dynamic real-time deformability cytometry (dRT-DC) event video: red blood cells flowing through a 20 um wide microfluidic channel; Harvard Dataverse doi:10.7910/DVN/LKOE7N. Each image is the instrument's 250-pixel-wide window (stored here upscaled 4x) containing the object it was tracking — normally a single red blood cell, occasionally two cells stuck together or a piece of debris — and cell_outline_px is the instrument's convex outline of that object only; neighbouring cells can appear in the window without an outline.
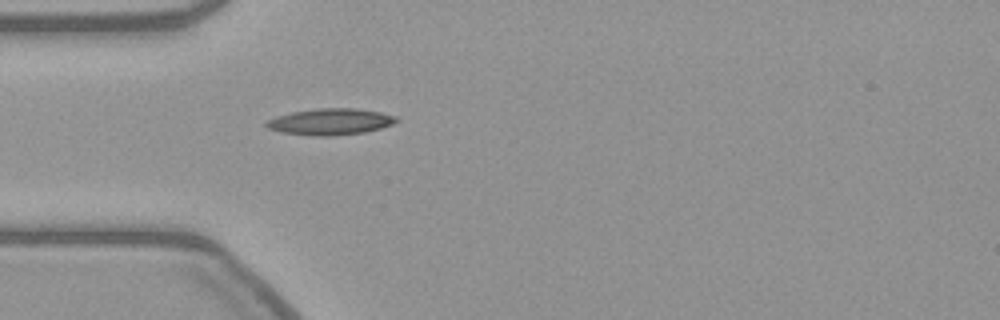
{"species": "common noctule bat (a hibernating species)", "species_latin": "Nyctalus noctula", "temperature_condition": "warm", "stored_images_in_passage": 40, "camera_frame_rate_fps": 3000, "um_per_image_px": 0.085, "animal": {"sex": "female", "body_mass_g": 21.9}, "frame": {"image": 1, "passage_image": 1, "time_ms": 0.0, "image_size_px": [1000, 320], "cell_outline_px": [[400, 120], [392, 124], [380, 128], [364, 132], [328, 136], [316, 136], [280, 132], [268, 128], [264, 124], [268, 120], [276, 116], [292, 112], [316, 108], [356, 108], [380, 112], [396, 116]], "centroid_in_image_um": [28.08, 10.34], "position_along_channel_um": 56.9, "area_um2": 19.94}}
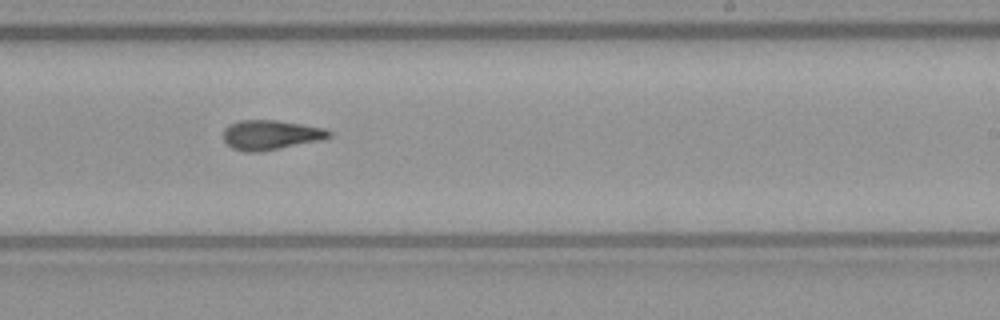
{"frame": {"image": 2, "passage_image": 18, "time_ms": 5.667, "image_size_px": [1000, 320], "cell_outline_px": [[332, 136], [320, 140], [260, 152], [244, 152], [232, 148], [224, 140], [224, 128], [228, 124], [240, 120], [276, 120], [324, 128], [332, 132]], "centroid_in_image_um": [22.98, 11.46], "position_along_channel_um": 266.0, "area_um2": 18.21}}
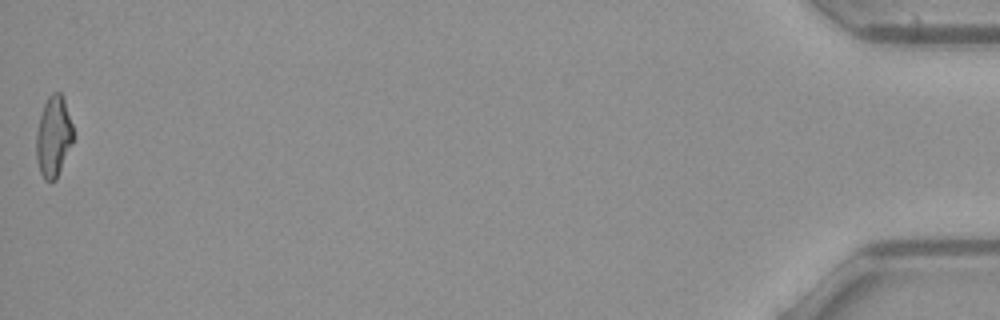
{"frame": {"image": 3, "passage_image": 40, "time_ms": 13.0, "image_size_px": [1000, 320], "cell_outline_px": [[72, 144], [56, 180], [44, 180], [40, 172], [36, 156], [36, 132], [40, 116], [44, 104], [48, 96], [52, 92], [60, 92], [64, 100], [72, 124]], "centroid_in_image_um": [4.53, 11.61], "position_along_channel_um": 430.7, "area_um2": 17.22}}